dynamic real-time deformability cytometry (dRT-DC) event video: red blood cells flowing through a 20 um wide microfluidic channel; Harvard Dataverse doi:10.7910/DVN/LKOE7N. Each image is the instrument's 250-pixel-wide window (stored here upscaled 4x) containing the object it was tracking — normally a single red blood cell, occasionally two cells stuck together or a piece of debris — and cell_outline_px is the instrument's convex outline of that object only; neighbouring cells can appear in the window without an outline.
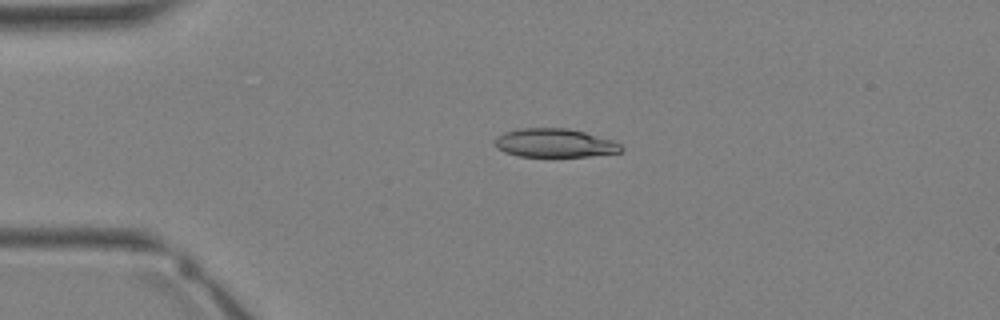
{"species": "Egyptian fruit bat (a non-hibernating species)", "species_latin": "Rousettus aegyptiacus", "temperature_condition": "warm", "stored_images_in_passage": 27, "camera_frame_rate_fps": 3000, "um_per_image_px": 0.085, "animal": {"sex": "female"}, "frame": {"image": 1, "passage_image": 1, "time_ms": 0.0, "image_size_px": [1000, 320], "cell_outline_px": [[624, 148], [620, 152], [588, 156], [520, 156], [504, 152], [496, 148], [496, 136], [504, 132], [520, 128], [568, 128], [584, 132], [612, 140], [620, 144]], "centroid_in_image_um": [47.13, 12.15], "position_along_channel_um": 37.9, "area_um2": 20.92}}
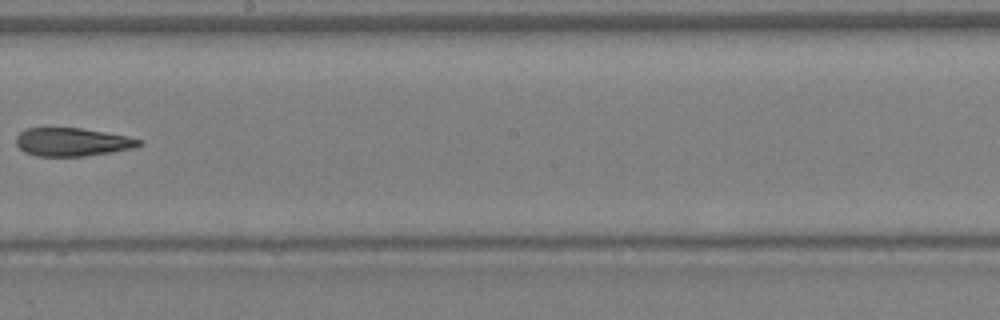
{"frame": {"image": 2, "passage_image": 13, "time_ms": 4.0, "image_size_px": [1000, 320], "cell_outline_px": [[144, 144], [136, 148], [112, 152], [84, 156], [36, 156], [24, 152], [16, 144], [16, 136], [20, 132], [28, 128], [80, 128], [128, 136], [140, 140]], "centroid_in_image_um": [6.16, 12.08], "position_along_channel_um": 242.0, "area_um2": 20.29}}
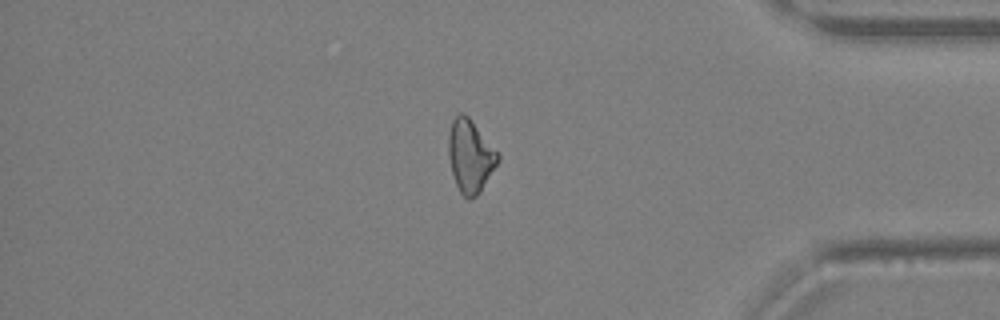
{"frame": {"image": 3, "passage_image": 22, "time_ms": 7.0, "image_size_px": [1000, 320], "cell_outline_px": [[500, 160], [480, 192], [476, 196], [468, 200], [460, 192], [456, 184], [452, 172], [448, 156], [448, 136], [452, 120], [460, 112], [464, 112], [468, 116], [500, 152]], "centroid_in_image_um": [39.99, 13.25], "position_along_channel_um": 395.2, "area_um2": 21.21}}